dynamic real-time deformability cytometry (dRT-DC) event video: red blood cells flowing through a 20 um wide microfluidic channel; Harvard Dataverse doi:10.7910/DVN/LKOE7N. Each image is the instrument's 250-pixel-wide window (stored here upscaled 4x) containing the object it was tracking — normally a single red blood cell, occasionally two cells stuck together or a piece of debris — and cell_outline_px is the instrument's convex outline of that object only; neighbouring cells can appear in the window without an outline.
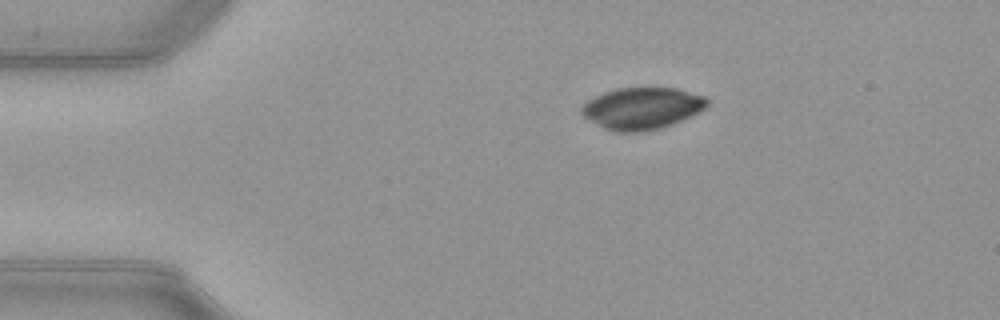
{"species": "common noctule bat (a hibernating species)", "species_latin": "Nyctalus noctula", "temperature_condition": "warm", "stored_images_in_passage": 44, "camera_frame_rate_fps": 3000, "um_per_image_px": 0.085, "animal": {"sex": "female", "body_mass_g": 21.9}, "frame": {"image": 1, "passage_image": 2, "time_ms": 0.333, "image_size_px": [1000, 320], "cell_outline_px": [[708, 104], [704, 108], [672, 124], [660, 128], [640, 132], [616, 132], [604, 128], [584, 116], [580, 112], [580, 108], [588, 100], [604, 92], [616, 88], [676, 88], [704, 96], [708, 100]], "centroid_in_image_um": [54.54, 9.2], "position_along_channel_um": 30.5, "area_um2": 30.17}}
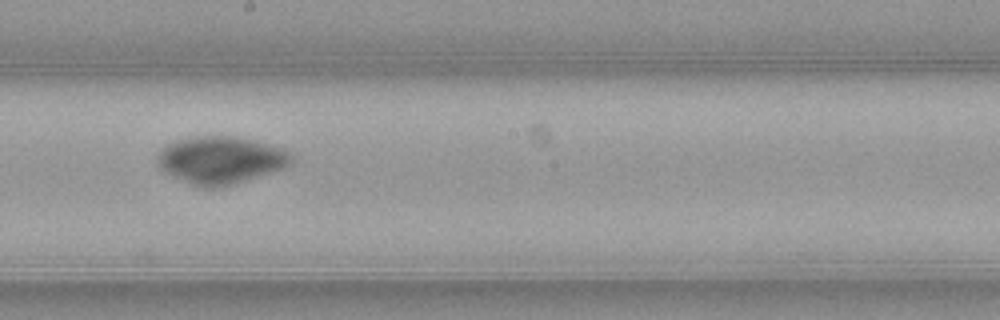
{"frame": {"image": 2, "passage_image": 21, "time_ms": 6.667, "image_size_px": [1000, 320], "cell_outline_px": [[296, 160], [292, 164], [284, 168], [232, 184], [216, 188], [204, 188], [192, 184], [160, 168], [156, 164], [156, 156], [168, 144], [176, 140], [196, 136], [236, 136], [276, 144], [292, 152]], "centroid_in_image_um": [18.85, 13.57], "position_along_channel_um": 229.3, "area_um2": 37.28}}
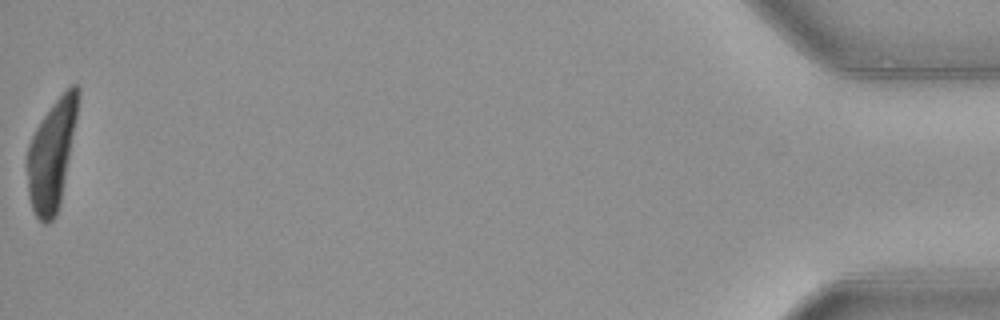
{"frame": {"image": 3, "passage_image": 44, "time_ms": 14.333, "image_size_px": [1000, 320], "cell_outline_px": [[80, 96], [60, 204], [56, 216], [48, 224], [44, 224], [36, 216], [32, 208], [28, 192], [28, 144], [36, 128], [52, 104], [72, 84], [76, 84], [80, 88]], "centroid_in_image_um": [4.4, 13.15], "position_along_channel_um": 430.8, "area_um2": 31.79}}